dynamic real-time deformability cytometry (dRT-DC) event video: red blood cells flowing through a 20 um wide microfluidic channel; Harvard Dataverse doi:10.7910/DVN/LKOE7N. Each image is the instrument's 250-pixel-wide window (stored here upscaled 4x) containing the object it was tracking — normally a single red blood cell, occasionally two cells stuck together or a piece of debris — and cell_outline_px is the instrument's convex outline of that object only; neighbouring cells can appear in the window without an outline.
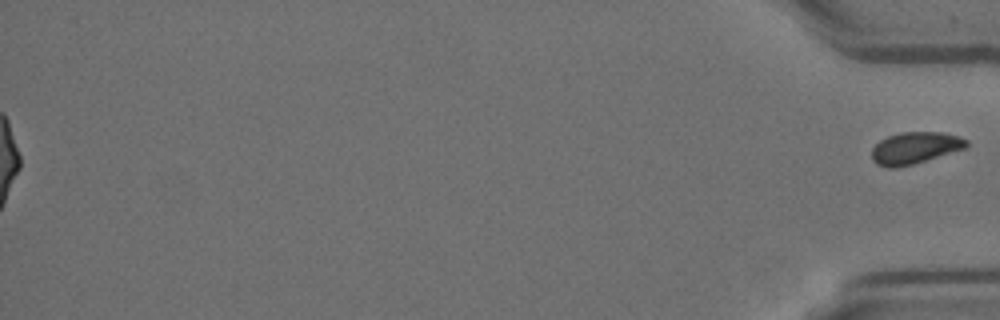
{"species": "Egyptian fruit bat (a non-hibernating species)", "species_latin": "Rousettus aegyptiacus", "temperature_condition": "room temperature", "stored_images_in_passage": 57, "segment_of_instrument_passage": [2, 2], "camera_frame_rate_fps": 3000, "um_per_image_px": 0.085, "animal": {"sex": "female"}, "frame": {"image": 1, "passage_image": 57, "time_ms": 18.667, "image_size_px": [1000, 320], "cell_outline_px": [[968, 148], [912, 164], [892, 168], [876, 164], [872, 160], [872, 148], [880, 140], [888, 136], [900, 132], [940, 132], [960, 136], [968, 140]], "centroid_in_image_um": [77.8, 12.56], "position_along_channel_um": 357.4, "area_um2": 17.57}}